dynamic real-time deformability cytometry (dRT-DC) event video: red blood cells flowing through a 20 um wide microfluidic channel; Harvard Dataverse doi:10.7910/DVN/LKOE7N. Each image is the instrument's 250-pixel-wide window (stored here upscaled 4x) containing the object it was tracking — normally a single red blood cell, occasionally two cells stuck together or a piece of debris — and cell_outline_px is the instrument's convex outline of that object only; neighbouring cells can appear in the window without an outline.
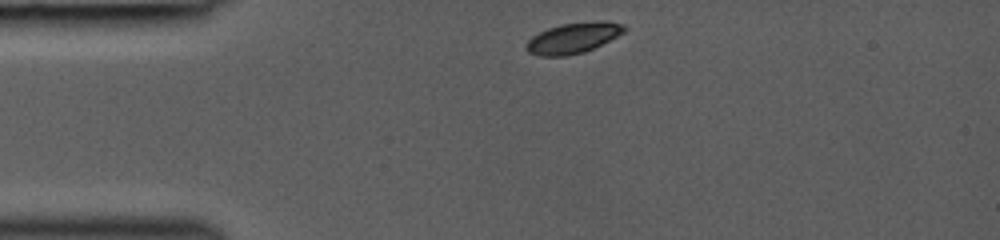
{"species": "common noctule bat (a hibernating species)", "species_latin": "Nyctalus noctula", "temperature_condition": "room temperature", "stored_images_in_passage": 31, "camera_frame_rate_fps": 3000, "um_per_image_px": 0.085, "animal": {"sex": "female", "body_mass_g": 19.0, "forearm_length_mm": 53.3}, "frame": {"image": 1, "passage_image": 1, "time_ms": 0.0, "image_size_px": [1000, 240], "cell_outline_px": [[628, 28], [624, 32], [584, 52], [564, 56], [540, 56], [528, 52], [524, 48], [524, 44], [532, 36], [548, 28], [560, 24], [604, 20], [624, 24]], "centroid_in_image_um": [48.69, 3.22], "position_along_channel_um": 36.3, "area_um2": 17.46}}
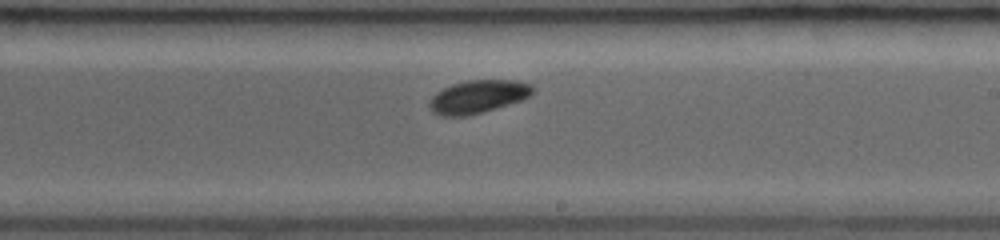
{"frame": {"image": 2, "passage_image": 18, "time_ms": 5.667, "image_size_px": [1000, 240], "cell_outline_px": [[536, 92], [532, 96], [484, 112], [468, 116], [440, 116], [432, 112], [428, 108], [428, 104], [432, 96], [436, 92], [452, 84], [468, 80], [516, 80], [532, 84], [536, 88]], "centroid_in_image_um": [40.65, 8.22], "position_along_channel_um": 248.3, "area_um2": 20.23}}
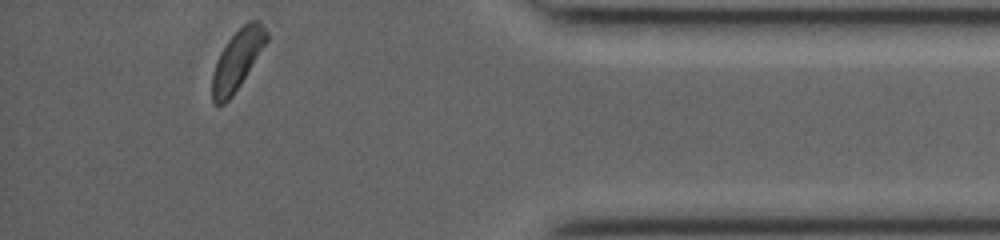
{"frame": {"image": 3, "passage_image": 31, "time_ms": 10.0, "image_size_px": [1000, 240], "cell_outline_px": [[268, 40], [240, 84], [232, 96], [224, 104], [212, 104], [212, 72], [216, 60], [220, 52], [228, 40], [248, 20], [256, 20], [268, 32]], "centroid_in_image_um": [20.14, 5.11], "position_along_channel_um": 415.1, "area_um2": 18.61}}